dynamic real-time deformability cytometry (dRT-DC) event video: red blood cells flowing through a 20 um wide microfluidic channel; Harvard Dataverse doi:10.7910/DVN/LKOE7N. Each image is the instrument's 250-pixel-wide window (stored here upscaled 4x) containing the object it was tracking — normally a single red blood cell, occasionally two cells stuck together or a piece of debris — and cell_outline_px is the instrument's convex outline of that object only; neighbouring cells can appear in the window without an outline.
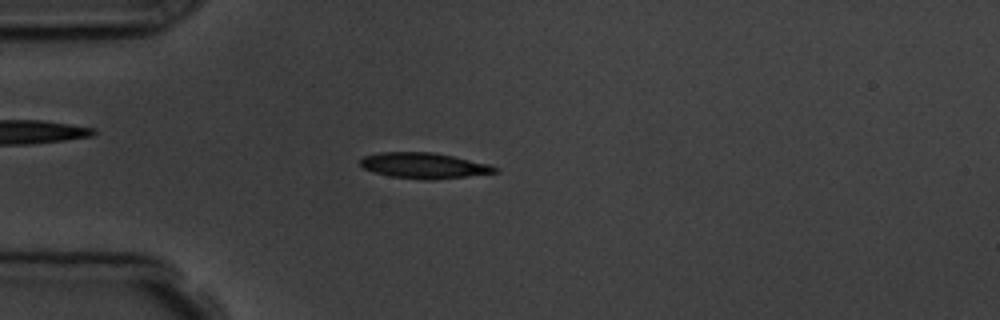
{"species": "common noctule bat (a hibernating species)", "species_latin": "Nyctalus noctula", "temperature_condition": "room temperature", "stored_images_in_passage": 4, "camera_frame_rate_fps": 3000, "um_per_image_px": 0.085, "animal": {"sex": "male", "body_mass_g": 19.5, "forearm_length_mm": 54.6}, "frame": {"image": 1, "passage_image": 4, "time_ms": 3.333, "image_size_px": [1000, 320], "cell_outline_px": [[500, 172], [432, 180], [392, 176], [376, 172], [364, 168], [360, 164], [360, 160], [364, 156], [380, 152], [432, 152], [452, 156], [488, 164], [500, 168]], "centroid_in_image_um": [36.07, 14.06], "position_along_channel_um": 48.9, "area_um2": 19.83}}